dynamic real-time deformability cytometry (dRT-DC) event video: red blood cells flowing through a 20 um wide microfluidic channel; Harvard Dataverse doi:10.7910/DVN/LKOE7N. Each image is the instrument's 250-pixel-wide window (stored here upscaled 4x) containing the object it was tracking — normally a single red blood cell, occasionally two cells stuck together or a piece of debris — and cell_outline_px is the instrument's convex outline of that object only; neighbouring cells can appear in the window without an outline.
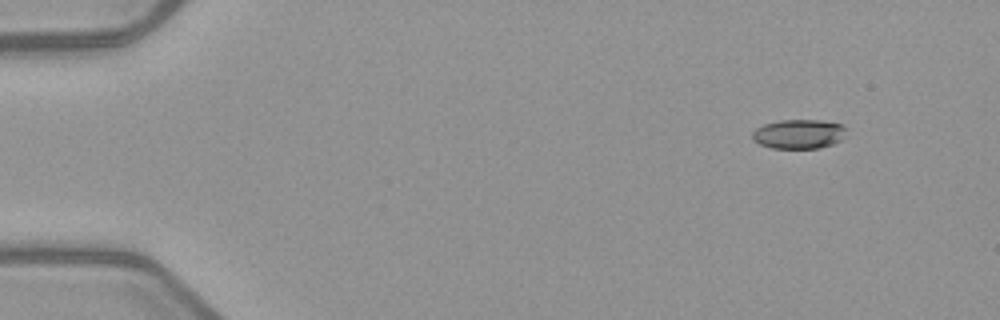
{"species": "common noctule bat (a hibernating species)", "species_latin": "Nyctalus noctula", "temperature_condition": "warm", "stored_images_in_passage": 5, "camera_frame_rate_fps": 3000, "um_per_image_px": 0.085, "animal": {"sex": "female", "body_mass_g": 21.9}, "frame": {"image": 1, "passage_image": 2, "time_ms": 1.0, "image_size_px": [1000, 320], "cell_outline_px": [[848, 128], [840, 140], [832, 144], [820, 148], [772, 148], [760, 144], [752, 140], [752, 132], [756, 128], [764, 124], [780, 120], [820, 120], [844, 124]], "centroid_in_image_um": [67.91, 11.38], "position_along_channel_um": 17.1, "area_um2": 16.18}}
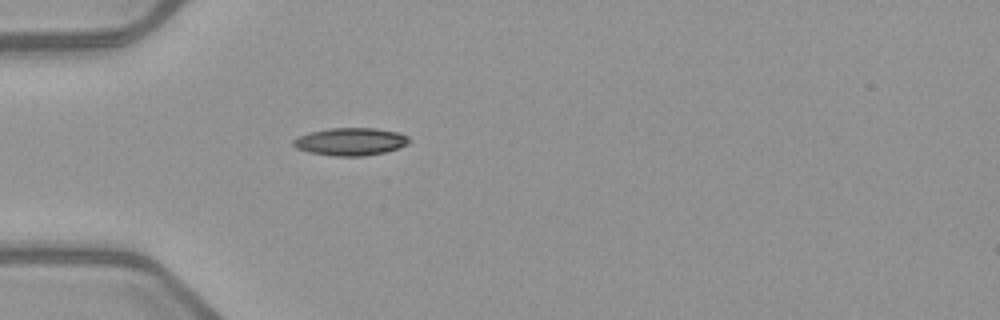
{"frame": {"image": 2, "passage_image": 5, "time_ms": 4.667, "image_size_px": [1000, 320], "cell_outline_px": [[412, 140], [408, 144], [400, 148], [384, 152], [364, 156], [336, 156], [308, 152], [296, 148], [292, 144], [292, 140], [308, 132], [328, 128], [376, 128], [400, 132], [408, 136]], "centroid_in_image_um": [29.83, 12.03], "position_along_channel_um": 55.2, "area_um2": 18.9}}